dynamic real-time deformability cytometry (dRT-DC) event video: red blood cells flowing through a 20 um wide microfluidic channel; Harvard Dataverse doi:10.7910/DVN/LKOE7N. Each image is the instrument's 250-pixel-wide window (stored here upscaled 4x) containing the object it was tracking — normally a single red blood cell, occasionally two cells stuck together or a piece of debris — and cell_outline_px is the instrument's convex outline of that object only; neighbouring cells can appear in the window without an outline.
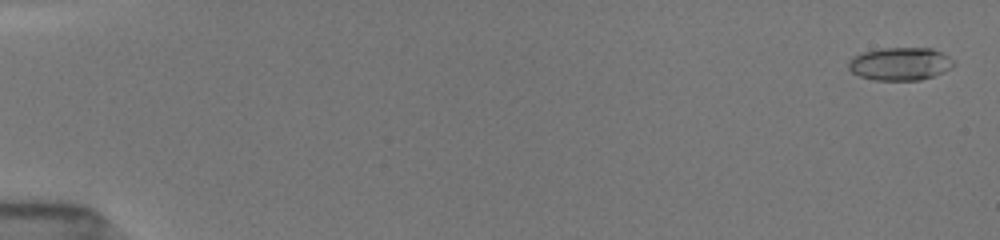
{"species": "common noctule bat (a hibernating species)", "species_latin": "Nyctalus noctula", "temperature_condition": "room temperature", "stored_images_in_passage": 44, "camera_frame_rate_fps": 3000, "um_per_image_px": 0.085, "animal": {"sex": "female", "body_mass_g": 19.5, "forearm_length_mm": 54.1}, "frame": {"image": 1, "passage_image": 2, "time_ms": 0.333, "image_size_px": [1000, 240], "cell_outline_px": [[956, 64], [932, 76], [920, 80], [872, 80], [860, 76], [852, 72], [848, 68], [848, 60], [852, 56], [864, 52], [880, 48], [932, 48], [956, 60]], "centroid_in_image_um": [76.48, 5.42], "position_along_channel_um": 8.5, "area_um2": 20.17}}
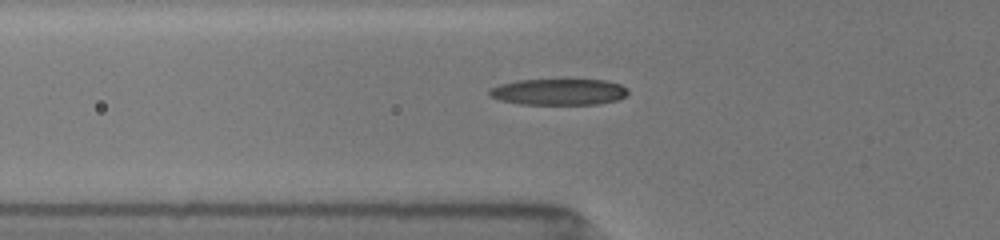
{"frame": {"image": 2, "passage_image": 17, "time_ms": 6.333, "image_size_px": [1000, 240], "cell_outline_px": [[628, 92], [624, 96], [616, 100], [596, 104], [520, 104], [500, 100], [488, 96], [488, 92], [492, 88], [500, 84], [516, 80], [608, 80], [620, 84], [628, 88]], "centroid_in_image_um": [47.48, 7.81], "position_along_channel_um": 78.3, "area_um2": 21.15}}
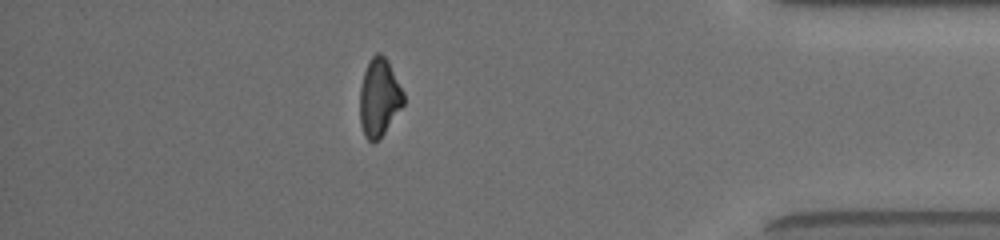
{"frame": {"image": 3, "passage_image": 39, "time_ms": 15.333, "image_size_px": [1000, 240], "cell_outline_px": [[404, 104], [384, 132], [372, 144], [364, 136], [360, 124], [360, 88], [364, 72], [368, 60], [376, 52], [380, 52], [388, 60], [404, 92]], "centroid_in_image_um": [32.22, 8.26], "position_along_channel_um": 403.0, "area_um2": 19.88}, "authors_computed_cell_mechanics": {"area_um2": 20.4034, "velocity_mm_per_s": 3.9699, "shape_relaxation_time_tau1_ms": 5.438, "shape_relaxation_time_tau2_ms": null, "deformation_change_tau1": 0.1923, "deformation_change_tau2": null}}